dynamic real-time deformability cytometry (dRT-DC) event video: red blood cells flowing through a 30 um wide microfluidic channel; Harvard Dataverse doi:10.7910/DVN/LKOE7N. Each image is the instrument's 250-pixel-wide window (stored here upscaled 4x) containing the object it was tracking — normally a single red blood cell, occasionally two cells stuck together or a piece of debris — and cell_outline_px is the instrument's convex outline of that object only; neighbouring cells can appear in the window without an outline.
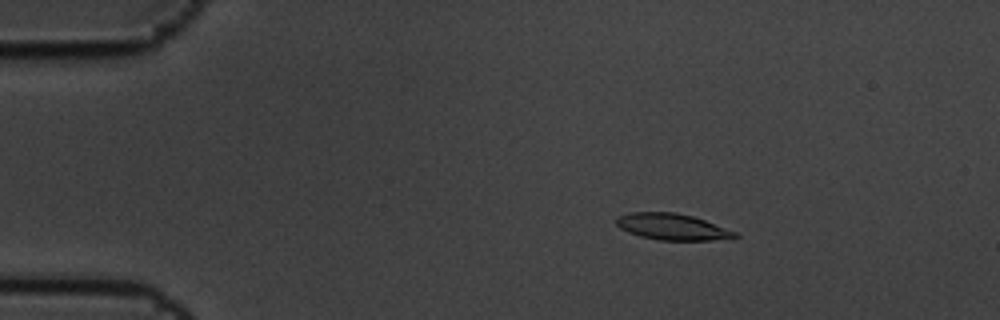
{"species": "common noctule bat (a hibernating species)", "species_latin": "Nyctalus noctula", "temperature_condition": "cold", "stored_images_in_passage": 6, "camera_frame_rate_fps": 3000, "um_per_image_px": 0.085, "animal": {"sex": "male", "body_mass_g": 19.5, "forearm_length_mm": 54.6}, "frame": {"image": 1, "passage_image": 3, "time_ms": 0.667, "image_size_px": [1000, 320], "cell_outline_px": [[740, 236], [732, 240], [660, 240], [640, 236], [628, 232], [620, 228], [616, 224], [616, 216], [628, 212], [676, 212], [692, 216], [704, 220], [736, 232]], "centroid_in_image_um": [57.15, 19.28], "position_along_channel_um": 27.8, "area_um2": 18.38}}
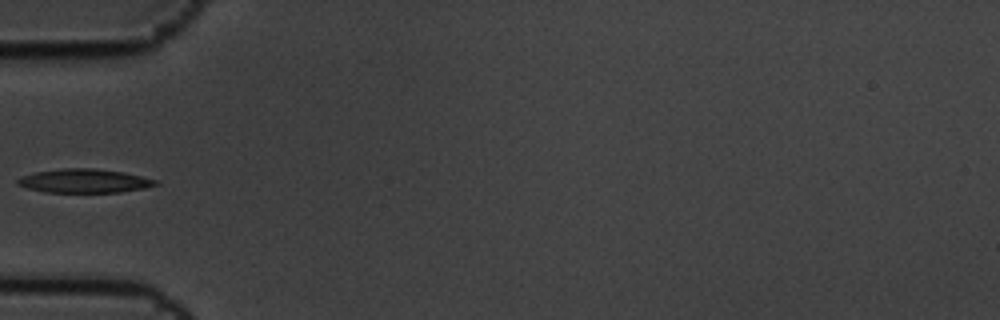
{"frame": {"image": 2, "passage_image": 6, "time_ms": 1.667, "image_size_px": [1000, 320], "cell_outline_px": [[160, 184], [144, 188], [120, 192], [44, 192], [28, 188], [16, 184], [16, 180], [20, 176], [36, 172], [64, 168], [92, 168], [124, 172], [156, 180]], "centroid_in_image_um": [7.14, 15.37], "position_along_channel_um": 77.9, "area_um2": 19.07}}